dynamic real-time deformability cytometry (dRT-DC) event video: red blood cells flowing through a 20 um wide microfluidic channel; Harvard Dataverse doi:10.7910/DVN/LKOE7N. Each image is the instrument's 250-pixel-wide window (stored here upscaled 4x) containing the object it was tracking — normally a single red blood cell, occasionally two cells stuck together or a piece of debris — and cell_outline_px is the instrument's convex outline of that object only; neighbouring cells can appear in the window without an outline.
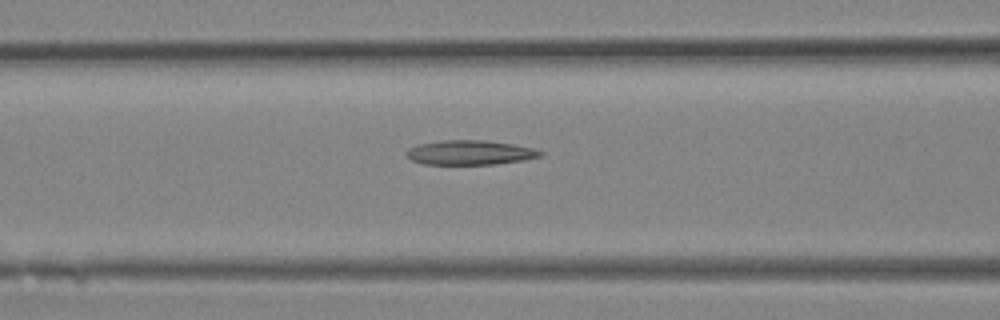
{"species": "Egyptian fruit bat (a non-hibernating species)", "species_latin": "Rousettus aegyptiacus", "temperature_condition": "room temperature", "stored_images_in_passage": 8, "camera_frame_rate_fps": 3000, "um_per_image_px": 0.085, "animal": {"sex": "female"}, "frame": {"image": 1, "passage_image": 4, "time_ms": 1.0, "image_size_px": [1000, 320], "cell_outline_px": [[544, 156], [524, 160], [496, 164], [424, 164], [412, 160], [404, 156], [404, 152], [408, 148], [420, 144], [440, 140], [484, 140], [516, 144], [532, 148], [544, 152]], "centroid_in_image_um": [39.95, 12.96], "position_along_channel_um": 126.6, "area_um2": 19.36}}
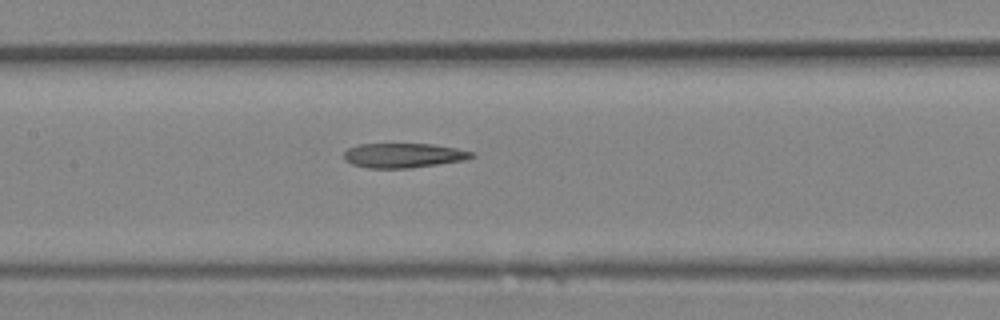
{"frame": {"image": 2, "passage_image": 6, "time_ms": 1.667, "image_size_px": [1000, 320], "cell_outline_px": [[476, 156], [464, 160], [408, 168], [368, 168], [352, 164], [344, 160], [344, 152], [348, 148], [360, 144], [432, 144], [456, 148], [476, 152]], "centroid_in_image_um": [34.3, 13.2], "position_along_channel_um": 173.1, "area_um2": 18.26}}
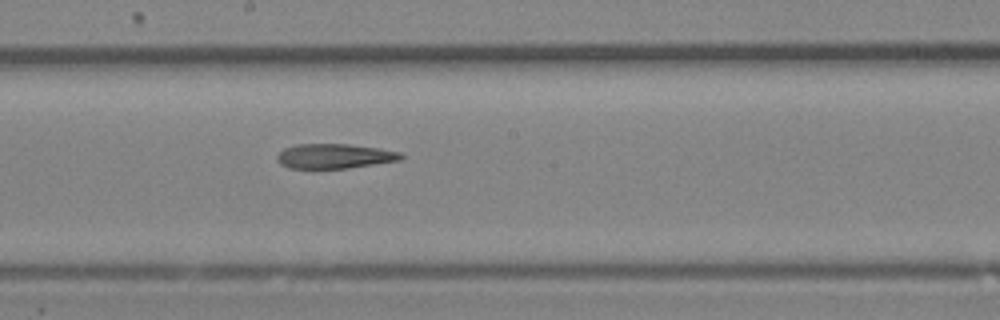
{"frame": {"image": 3, "passage_image": 8, "time_ms": 2.333, "image_size_px": [1000, 320], "cell_outline_px": [[404, 156], [400, 160], [348, 168], [288, 168], [280, 164], [276, 160], [276, 156], [284, 148], [296, 144], [348, 144], [380, 148], [400, 152]], "centroid_in_image_um": [28.41, 13.27], "position_along_channel_um": 219.8, "area_um2": 17.86}}